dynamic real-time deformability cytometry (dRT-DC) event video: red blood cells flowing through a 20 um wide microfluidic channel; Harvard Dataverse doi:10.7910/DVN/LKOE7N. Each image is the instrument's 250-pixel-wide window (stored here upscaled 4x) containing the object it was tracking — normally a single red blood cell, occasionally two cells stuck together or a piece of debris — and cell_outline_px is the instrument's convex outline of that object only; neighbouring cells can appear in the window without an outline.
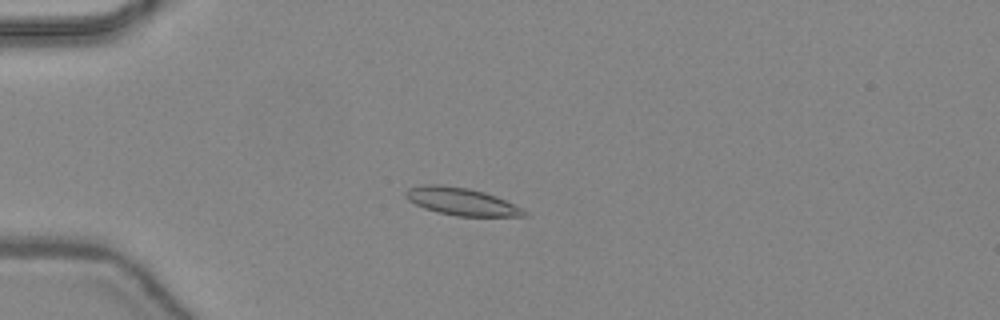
{"species": "common noctule bat (a hibernating species)", "species_latin": "Nyctalus noctula", "temperature_condition": "warm", "stored_images_in_passage": 37, "camera_frame_rate_fps": 3000, "um_per_image_px": 0.085, "animal": {"sex": "female", "body_mass_g": 24.6, "forearm_length_mm": 56.2}, "frame": {"image": 1, "passage_image": 3, "time_ms": 0.667, "image_size_px": [1000, 320], "cell_outline_px": [[528, 216], [456, 216], [436, 212], [424, 208], [408, 200], [404, 196], [404, 192], [408, 188], [424, 184], [440, 184], [468, 188], [484, 192], [496, 196], [524, 208], [528, 212]], "centroid_in_image_um": [39.23, 17.13], "position_along_channel_um": 45.8, "area_um2": 19.19}}
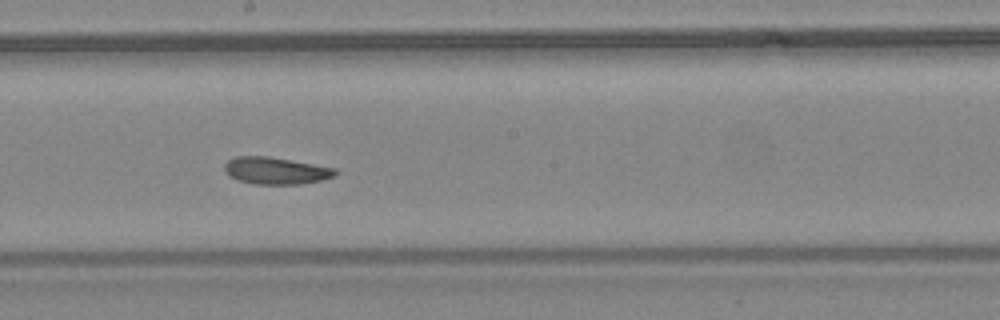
{"frame": {"image": 2, "passage_image": 17, "time_ms": 5.333, "image_size_px": [1000, 320], "cell_outline_px": [[336, 176], [320, 180], [300, 184], [256, 184], [240, 180], [232, 176], [224, 168], [224, 164], [228, 160], [236, 156], [268, 156], [336, 168]], "centroid_in_image_um": [23.47, 14.5], "position_along_channel_um": 224.7, "area_um2": 17.17}}
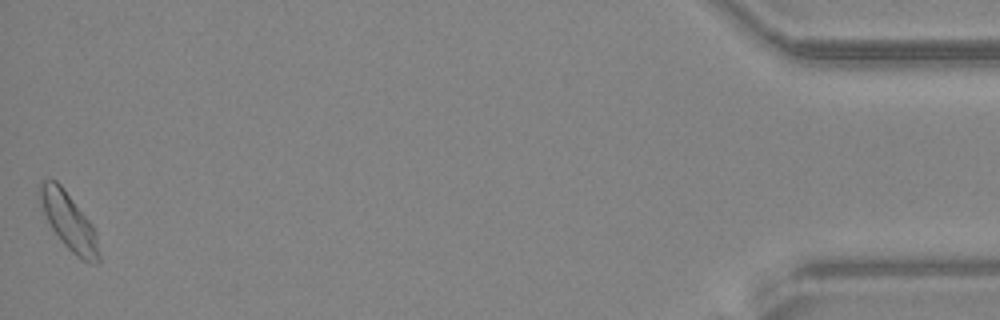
{"frame": {"image": 3, "passage_image": 37, "time_ms": 12.0, "image_size_px": [1000, 320], "cell_outline_px": [[100, 264], [88, 264], [80, 260], [64, 244], [52, 228], [36, 196], [40, 180], [56, 180], [64, 188], [92, 224], [96, 232], [100, 256]], "centroid_in_image_um": [5.85, 18.83], "position_along_channel_um": 429.3, "area_um2": 19.94}, "authors_computed_cell_mechanics": {"area_um2": 17.9758, "velocity_mm_per_s": 4.4174, "shape_relaxation_time_tau1_ms": 4.9685, "shape_relaxation_time_tau2_ms": null, "deformation_change_tau1": 0.1162, "deformation_change_tau2": null}}